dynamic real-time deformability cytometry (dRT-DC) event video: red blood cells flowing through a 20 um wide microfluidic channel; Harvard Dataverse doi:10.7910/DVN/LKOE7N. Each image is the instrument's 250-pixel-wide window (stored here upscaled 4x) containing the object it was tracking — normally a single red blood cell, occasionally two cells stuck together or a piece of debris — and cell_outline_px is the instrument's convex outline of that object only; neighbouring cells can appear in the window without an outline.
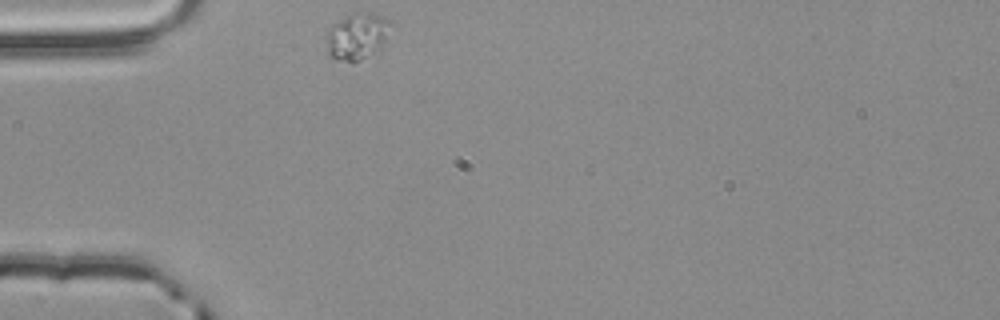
{"species": "common noctule bat (a hibernating species)", "species_latin": "Nyctalus noctula", "temperature_condition": "room temperature", "stored_images_in_passage": 1, "camera_frame_rate_fps": 3000, "um_per_image_px": 0.085, "animal": {"sex": "male", "body_mass_g": 20.4}, "frame": {"image": 1, "passage_image": 1, "time_ms": 0.0, "image_size_px": [1000, 320], "cell_outline_px": [[392, 24], [380, 44], [372, 52], [360, 60], [352, 64], [336, 60], [328, 56], [328, 28], [332, 24], [348, 16], [368, 12], [384, 16], [392, 20]], "centroid_in_image_um": [30.32, 3.1], "position_along_channel_um": 54.7, "area_um2": 16.94}}